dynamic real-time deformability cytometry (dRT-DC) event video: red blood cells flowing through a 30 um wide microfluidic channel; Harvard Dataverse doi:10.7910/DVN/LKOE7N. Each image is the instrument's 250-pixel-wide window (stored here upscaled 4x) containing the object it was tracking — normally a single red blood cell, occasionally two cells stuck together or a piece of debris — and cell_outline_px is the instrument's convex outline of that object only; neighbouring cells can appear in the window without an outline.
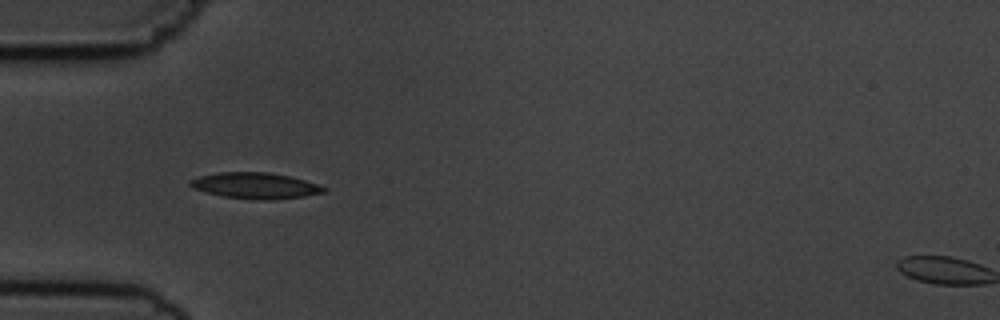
{"species": "common noctule bat (a hibernating species)", "species_latin": "Nyctalus noctula", "temperature_condition": "cold", "stored_images_in_passage": 4, "camera_frame_rate_fps": 3000, "um_per_image_px": 0.085, "animal": {"sex": "male", "body_mass_g": 19.5, "forearm_length_mm": 54.6}, "frame": {"image": 1, "passage_image": 4, "time_ms": 3.667, "image_size_px": [1000, 320], "cell_outline_px": [[328, 192], [304, 196], [272, 200], [264, 200], [224, 196], [192, 188], [188, 184], [188, 180], [200, 176], [220, 172], [268, 172], [288, 176], [304, 180], [328, 188]], "centroid_in_image_um": [21.72, 15.77], "position_along_channel_um": 63.3, "area_um2": 20.11}}